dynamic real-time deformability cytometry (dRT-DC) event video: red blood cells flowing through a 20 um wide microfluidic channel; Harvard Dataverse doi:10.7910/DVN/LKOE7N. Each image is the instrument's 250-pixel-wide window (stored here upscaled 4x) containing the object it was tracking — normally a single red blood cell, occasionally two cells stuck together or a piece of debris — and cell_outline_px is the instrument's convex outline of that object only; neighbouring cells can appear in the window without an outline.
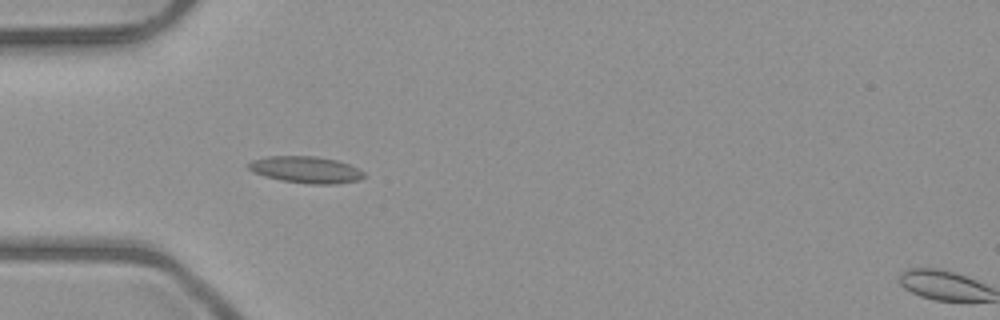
{"species": "common noctule bat (a hibernating species)", "species_latin": "Nyctalus noctula", "temperature_condition": "room temperature", "stored_images_in_passage": 3, "camera_frame_rate_fps": 3000, "um_per_image_px": 0.085, "animal": {"sex": "male", "body_mass_g": 23.1, "forearm_length_mm": 52.7}, "frame": {"image": 1, "passage_image": 2, "time_ms": 1.333, "image_size_px": [1000, 320], "cell_outline_px": [[368, 176], [360, 180], [336, 184], [308, 184], [280, 180], [264, 176], [252, 172], [248, 168], [248, 164], [252, 160], [268, 156], [316, 156], [336, 160], [360, 168]], "centroid_in_image_um": [26.04, 14.43], "position_along_channel_um": 59.0, "area_um2": 18.21}}